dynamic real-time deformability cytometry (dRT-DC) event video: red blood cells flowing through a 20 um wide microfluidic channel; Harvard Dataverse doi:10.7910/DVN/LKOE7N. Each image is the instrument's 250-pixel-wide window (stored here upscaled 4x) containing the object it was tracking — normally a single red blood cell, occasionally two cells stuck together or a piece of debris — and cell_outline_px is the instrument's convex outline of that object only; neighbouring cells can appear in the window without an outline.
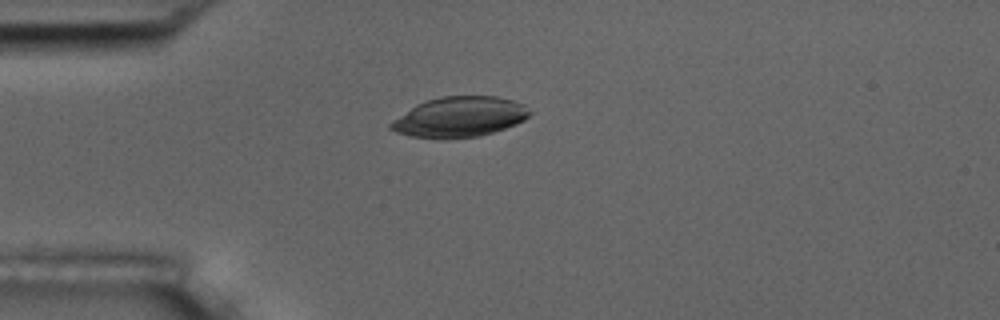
{"species": "common noctule bat (a hibernating species)", "species_latin": "Nyctalus noctula", "temperature_condition": "room temperature", "stored_images_in_passage": 4, "camera_frame_rate_fps": 3000, "um_per_image_px": 0.085, "animal": {"sex": "male", "body_mass_g": 17.5, "forearm_length_mm": 52.3}, "frame": {"image": 1, "passage_image": 4, "time_ms": 4.333, "image_size_px": [1000, 320], "cell_outline_px": [[532, 112], [524, 120], [516, 124], [480, 136], [448, 140], [444, 140], [408, 136], [396, 132], [388, 128], [388, 124], [392, 120], [416, 104], [440, 96], [496, 96], [512, 100], [524, 104]], "centroid_in_image_um": [39.02, 9.96], "position_along_channel_um": 46.0, "area_um2": 33.0}}